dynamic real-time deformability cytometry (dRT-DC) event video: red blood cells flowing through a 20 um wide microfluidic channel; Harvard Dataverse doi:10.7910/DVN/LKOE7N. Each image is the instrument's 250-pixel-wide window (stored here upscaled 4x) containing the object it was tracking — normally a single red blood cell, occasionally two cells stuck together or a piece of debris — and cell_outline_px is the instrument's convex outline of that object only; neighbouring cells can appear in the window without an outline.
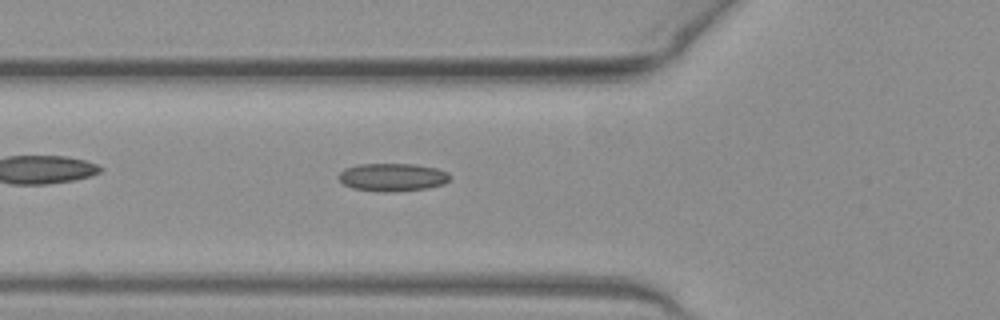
{"species": "common noctule bat (a hibernating species)", "species_latin": "Nyctalus noctula", "temperature_condition": "warm", "stored_images_in_passage": 38, "camera_frame_rate_fps": 3000, "um_per_image_px": 0.085, "animal": {"sex": "female", "body_mass_g": 19.3, "forearm_length_mm": 54.1}, "frame": {"image": 1, "passage_image": 6, "time_ms": 1.667, "image_size_px": [1000, 320], "cell_outline_px": [[452, 176], [444, 184], [428, 188], [392, 192], [376, 192], [352, 188], [344, 184], [336, 176], [344, 168], [360, 164], [416, 164], [436, 168], [448, 172]], "centroid_in_image_um": [33.35, 15.07], "position_along_channel_um": 92.4, "area_um2": 18.38}}
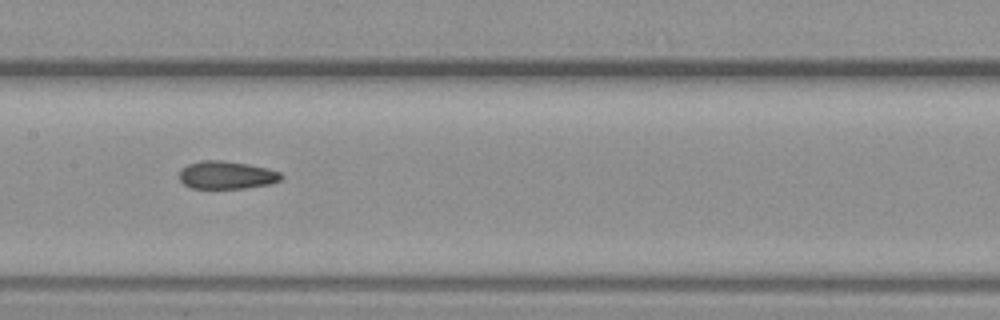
{"frame": {"image": 2, "passage_image": 13, "time_ms": 4.0, "image_size_px": [1000, 320], "cell_outline_px": [[284, 176], [280, 180], [268, 184], [244, 188], [192, 188], [184, 184], [180, 180], [180, 172], [188, 164], [200, 160], [220, 160], [248, 164], [268, 168], [280, 172]], "centroid_in_image_um": [19.27, 14.87], "position_along_channel_um": 188.1, "area_um2": 16.42}}
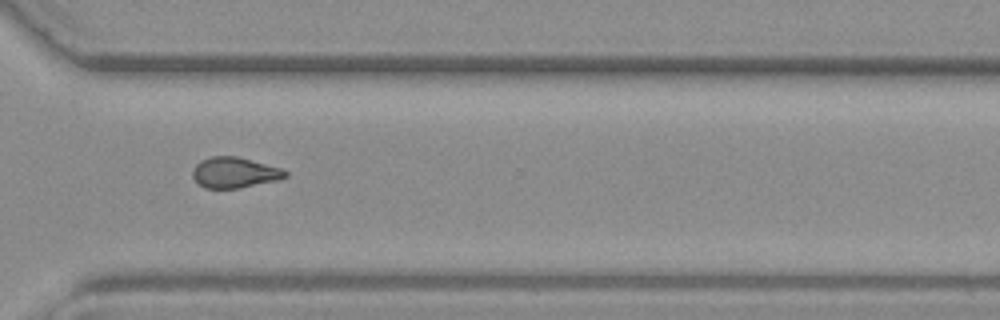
{"frame": {"image": 3, "passage_image": 25, "time_ms": 8.0, "image_size_px": [1000, 320], "cell_outline_px": [[288, 176], [280, 180], [240, 188], [204, 188], [192, 176], [192, 172], [196, 164], [200, 160], [212, 156], [236, 156], [280, 168], [288, 172]], "centroid_in_image_um": [19.95, 14.67], "position_along_channel_um": 350.7, "area_um2": 16.53}, "authors_computed_cell_mechanics": {"area_um2": 16.5308, "velocity_mm_per_s": 4.0696, "shape_relaxation_time_tau1_ms": null, "shape_relaxation_time_tau2_ms": 2.6776, "deformation_change_tau1": null, "deformation_change_tau2": 0.0942}}